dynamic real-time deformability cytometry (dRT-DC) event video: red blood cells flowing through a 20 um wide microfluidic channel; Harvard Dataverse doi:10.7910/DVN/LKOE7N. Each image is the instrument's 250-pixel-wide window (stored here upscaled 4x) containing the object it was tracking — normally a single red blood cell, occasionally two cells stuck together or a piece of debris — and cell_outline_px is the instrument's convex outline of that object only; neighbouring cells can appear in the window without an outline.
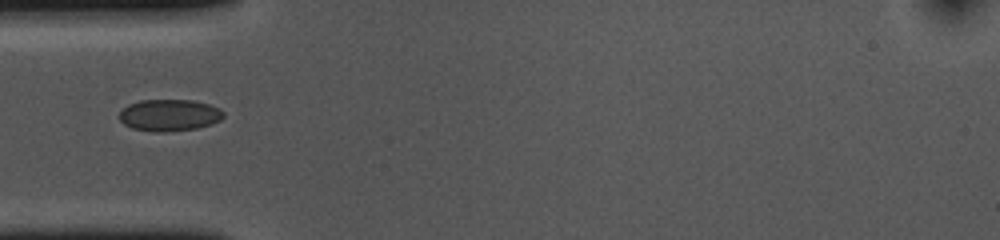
{"species": "common noctule bat (a hibernating species)", "species_latin": "Nyctalus noctula", "temperature_condition": "cold", "stored_images_in_passage": 39, "camera_frame_rate_fps": 3000, "um_per_image_px": 0.085, "animal": {"sex": "female", "body_mass_g": 10.0, "forearm_length_mm": 53.1}, "frame": {"image": 1, "passage_image": 1, "time_ms": 0.0, "image_size_px": [1000, 240], "cell_outline_px": [[224, 116], [220, 120], [212, 124], [196, 128], [164, 132], [156, 132], [132, 128], [124, 124], [120, 120], [120, 112], [128, 104], [140, 100], [192, 100], [208, 104], [220, 108], [224, 112]], "centroid_in_image_um": [14.41, 9.78], "position_along_channel_um": 70.6, "area_um2": 19.25}}
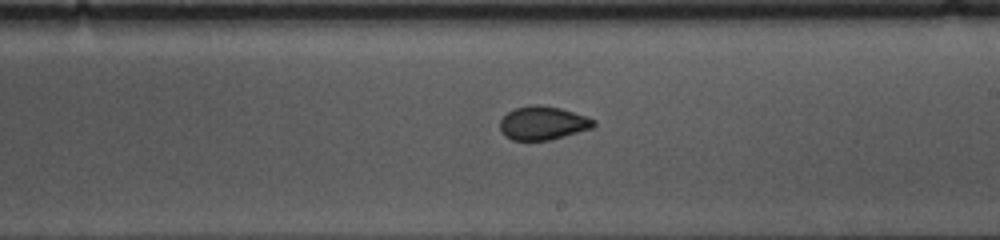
{"frame": {"image": 2, "passage_image": 15, "time_ms": 4.667, "image_size_px": [1000, 240], "cell_outline_px": [[596, 124], [592, 128], [552, 140], [512, 140], [504, 136], [500, 128], [500, 120], [508, 112], [516, 108], [532, 104], [540, 104], [560, 108], [588, 116], [596, 120]], "centroid_in_image_um": [46.17, 10.46], "position_along_channel_um": 242.8, "area_um2": 18.5}}
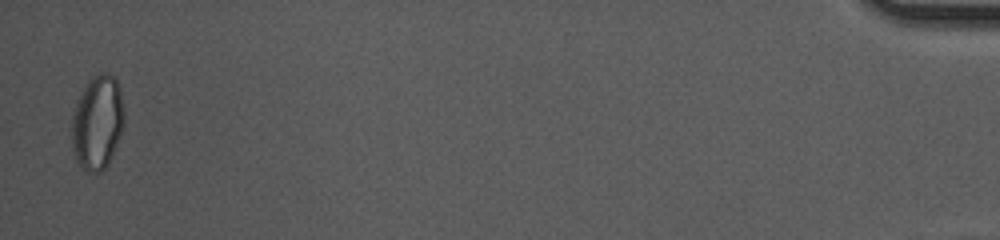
{"frame": {"image": 3, "passage_image": 38, "time_ms": 12.333, "image_size_px": [1000, 240], "cell_outline_px": [[124, 124], [120, 136], [108, 164], [100, 172], [88, 172], [76, 160], [72, 152], [72, 116], [76, 100], [80, 92], [88, 80], [92, 76], [104, 72], [116, 76], [120, 88], [124, 108]], "centroid_in_image_um": [8.28, 10.36], "position_along_channel_um": 426.9, "area_um2": 29.13}}